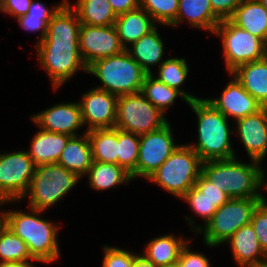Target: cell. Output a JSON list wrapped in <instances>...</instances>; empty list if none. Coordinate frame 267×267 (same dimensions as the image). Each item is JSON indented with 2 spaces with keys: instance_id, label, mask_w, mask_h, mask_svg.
<instances>
[{
  "instance_id": "cell-28",
  "label": "cell",
  "mask_w": 267,
  "mask_h": 267,
  "mask_svg": "<svg viewBox=\"0 0 267 267\" xmlns=\"http://www.w3.org/2000/svg\"><path fill=\"white\" fill-rule=\"evenodd\" d=\"M87 136L93 161L118 165V128L90 130Z\"/></svg>"
},
{
  "instance_id": "cell-41",
  "label": "cell",
  "mask_w": 267,
  "mask_h": 267,
  "mask_svg": "<svg viewBox=\"0 0 267 267\" xmlns=\"http://www.w3.org/2000/svg\"><path fill=\"white\" fill-rule=\"evenodd\" d=\"M32 0H0V11L14 18L28 13Z\"/></svg>"
},
{
  "instance_id": "cell-1",
  "label": "cell",
  "mask_w": 267,
  "mask_h": 267,
  "mask_svg": "<svg viewBox=\"0 0 267 267\" xmlns=\"http://www.w3.org/2000/svg\"><path fill=\"white\" fill-rule=\"evenodd\" d=\"M80 25L77 13L67 1L49 22L46 37L35 44L39 64L54 90L67 83L78 70L87 73L79 50Z\"/></svg>"
},
{
  "instance_id": "cell-40",
  "label": "cell",
  "mask_w": 267,
  "mask_h": 267,
  "mask_svg": "<svg viewBox=\"0 0 267 267\" xmlns=\"http://www.w3.org/2000/svg\"><path fill=\"white\" fill-rule=\"evenodd\" d=\"M189 242L191 243L192 240L188 241L181 250L178 260L181 267H211L210 260L204 254L190 250Z\"/></svg>"
},
{
  "instance_id": "cell-30",
  "label": "cell",
  "mask_w": 267,
  "mask_h": 267,
  "mask_svg": "<svg viewBox=\"0 0 267 267\" xmlns=\"http://www.w3.org/2000/svg\"><path fill=\"white\" fill-rule=\"evenodd\" d=\"M141 93L164 115L168 108L174 104L177 97L184 100L187 104L189 103L181 92L158 80L154 73L146 74Z\"/></svg>"
},
{
  "instance_id": "cell-37",
  "label": "cell",
  "mask_w": 267,
  "mask_h": 267,
  "mask_svg": "<svg viewBox=\"0 0 267 267\" xmlns=\"http://www.w3.org/2000/svg\"><path fill=\"white\" fill-rule=\"evenodd\" d=\"M102 267H132L135 253L116 246H104Z\"/></svg>"
},
{
  "instance_id": "cell-34",
  "label": "cell",
  "mask_w": 267,
  "mask_h": 267,
  "mask_svg": "<svg viewBox=\"0 0 267 267\" xmlns=\"http://www.w3.org/2000/svg\"><path fill=\"white\" fill-rule=\"evenodd\" d=\"M139 157V135L118 129V165L128 173L136 169Z\"/></svg>"
},
{
  "instance_id": "cell-25",
  "label": "cell",
  "mask_w": 267,
  "mask_h": 267,
  "mask_svg": "<svg viewBox=\"0 0 267 267\" xmlns=\"http://www.w3.org/2000/svg\"><path fill=\"white\" fill-rule=\"evenodd\" d=\"M156 28L125 49L147 74L153 73L150 67L164 61V43Z\"/></svg>"
},
{
  "instance_id": "cell-44",
  "label": "cell",
  "mask_w": 267,
  "mask_h": 267,
  "mask_svg": "<svg viewBox=\"0 0 267 267\" xmlns=\"http://www.w3.org/2000/svg\"><path fill=\"white\" fill-rule=\"evenodd\" d=\"M132 267H156L144 255L135 253V259Z\"/></svg>"
},
{
  "instance_id": "cell-6",
  "label": "cell",
  "mask_w": 267,
  "mask_h": 267,
  "mask_svg": "<svg viewBox=\"0 0 267 267\" xmlns=\"http://www.w3.org/2000/svg\"><path fill=\"white\" fill-rule=\"evenodd\" d=\"M87 73L101 81L95 88L116 96L141 92L147 74L126 50L94 61L87 67Z\"/></svg>"
},
{
  "instance_id": "cell-2",
  "label": "cell",
  "mask_w": 267,
  "mask_h": 267,
  "mask_svg": "<svg viewBox=\"0 0 267 267\" xmlns=\"http://www.w3.org/2000/svg\"><path fill=\"white\" fill-rule=\"evenodd\" d=\"M250 161L243 163L237 156L205 161L202 163V175L230 198H265L260 193V189L265 190V169L261 167V162Z\"/></svg>"
},
{
  "instance_id": "cell-20",
  "label": "cell",
  "mask_w": 267,
  "mask_h": 267,
  "mask_svg": "<svg viewBox=\"0 0 267 267\" xmlns=\"http://www.w3.org/2000/svg\"><path fill=\"white\" fill-rule=\"evenodd\" d=\"M185 20L191 27L206 30L212 34L221 22L213 13L209 0H179L176 20L170 27L180 26Z\"/></svg>"
},
{
  "instance_id": "cell-18",
  "label": "cell",
  "mask_w": 267,
  "mask_h": 267,
  "mask_svg": "<svg viewBox=\"0 0 267 267\" xmlns=\"http://www.w3.org/2000/svg\"><path fill=\"white\" fill-rule=\"evenodd\" d=\"M232 257L239 267L267 260V254L261 248L251 224L241 227L227 241Z\"/></svg>"
},
{
  "instance_id": "cell-9",
  "label": "cell",
  "mask_w": 267,
  "mask_h": 267,
  "mask_svg": "<svg viewBox=\"0 0 267 267\" xmlns=\"http://www.w3.org/2000/svg\"><path fill=\"white\" fill-rule=\"evenodd\" d=\"M168 122L141 92L118 96L116 128L142 135L156 131Z\"/></svg>"
},
{
  "instance_id": "cell-52",
  "label": "cell",
  "mask_w": 267,
  "mask_h": 267,
  "mask_svg": "<svg viewBox=\"0 0 267 267\" xmlns=\"http://www.w3.org/2000/svg\"><path fill=\"white\" fill-rule=\"evenodd\" d=\"M265 189H267V181L265 180Z\"/></svg>"
},
{
  "instance_id": "cell-24",
  "label": "cell",
  "mask_w": 267,
  "mask_h": 267,
  "mask_svg": "<svg viewBox=\"0 0 267 267\" xmlns=\"http://www.w3.org/2000/svg\"><path fill=\"white\" fill-rule=\"evenodd\" d=\"M156 25L153 18L140 7L117 16L114 24L120 43L125 49L128 44L131 45L139 40L153 30Z\"/></svg>"
},
{
  "instance_id": "cell-23",
  "label": "cell",
  "mask_w": 267,
  "mask_h": 267,
  "mask_svg": "<svg viewBox=\"0 0 267 267\" xmlns=\"http://www.w3.org/2000/svg\"><path fill=\"white\" fill-rule=\"evenodd\" d=\"M92 162L91 146L85 130L83 135L68 140L57 163L82 178L88 173Z\"/></svg>"
},
{
  "instance_id": "cell-22",
  "label": "cell",
  "mask_w": 267,
  "mask_h": 267,
  "mask_svg": "<svg viewBox=\"0 0 267 267\" xmlns=\"http://www.w3.org/2000/svg\"><path fill=\"white\" fill-rule=\"evenodd\" d=\"M228 20L264 42L267 41V9L259 0H242Z\"/></svg>"
},
{
  "instance_id": "cell-46",
  "label": "cell",
  "mask_w": 267,
  "mask_h": 267,
  "mask_svg": "<svg viewBox=\"0 0 267 267\" xmlns=\"http://www.w3.org/2000/svg\"><path fill=\"white\" fill-rule=\"evenodd\" d=\"M246 267H267V260L262 261V262H258L255 264H251V265H248Z\"/></svg>"
},
{
  "instance_id": "cell-16",
  "label": "cell",
  "mask_w": 267,
  "mask_h": 267,
  "mask_svg": "<svg viewBox=\"0 0 267 267\" xmlns=\"http://www.w3.org/2000/svg\"><path fill=\"white\" fill-rule=\"evenodd\" d=\"M236 133L250 159L263 162L267 154V107L235 121Z\"/></svg>"
},
{
  "instance_id": "cell-14",
  "label": "cell",
  "mask_w": 267,
  "mask_h": 267,
  "mask_svg": "<svg viewBox=\"0 0 267 267\" xmlns=\"http://www.w3.org/2000/svg\"><path fill=\"white\" fill-rule=\"evenodd\" d=\"M117 100L118 96L95 87L82 95L78 102L87 131L115 127Z\"/></svg>"
},
{
  "instance_id": "cell-15",
  "label": "cell",
  "mask_w": 267,
  "mask_h": 267,
  "mask_svg": "<svg viewBox=\"0 0 267 267\" xmlns=\"http://www.w3.org/2000/svg\"><path fill=\"white\" fill-rule=\"evenodd\" d=\"M31 120L42 130L72 137L84 126L79 102L55 104L34 114Z\"/></svg>"
},
{
  "instance_id": "cell-36",
  "label": "cell",
  "mask_w": 267,
  "mask_h": 267,
  "mask_svg": "<svg viewBox=\"0 0 267 267\" xmlns=\"http://www.w3.org/2000/svg\"><path fill=\"white\" fill-rule=\"evenodd\" d=\"M181 199L189 204L194 214L204 219L203 225L212 218L218 209L211 200L202 195L195 187L190 188Z\"/></svg>"
},
{
  "instance_id": "cell-21",
  "label": "cell",
  "mask_w": 267,
  "mask_h": 267,
  "mask_svg": "<svg viewBox=\"0 0 267 267\" xmlns=\"http://www.w3.org/2000/svg\"><path fill=\"white\" fill-rule=\"evenodd\" d=\"M71 137L39 128V131L32 138L31 149H27L28 155L35 166L57 163Z\"/></svg>"
},
{
  "instance_id": "cell-31",
  "label": "cell",
  "mask_w": 267,
  "mask_h": 267,
  "mask_svg": "<svg viewBox=\"0 0 267 267\" xmlns=\"http://www.w3.org/2000/svg\"><path fill=\"white\" fill-rule=\"evenodd\" d=\"M67 1L63 0L57 5H52V8H48L44 3L32 0L28 13L17 18L18 24L30 32L41 30L36 43L39 44L46 37L49 22Z\"/></svg>"
},
{
  "instance_id": "cell-47",
  "label": "cell",
  "mask_w": 267,
  "mask_h": 267,
  "mask_svg": "<svg viewBox=\"0 0 267 267\" xmlns=\"http://www.w3.org/2000/svg\"><path fill=\"white\" fill-rule=\"evenodd\" d=\"M10 202H12V203H14V201H3L1 198H0V206H2V205H4V204H8V203H10ZM0 217H3V211H0Z\"/></svg>"
},
{
  "instance_id": "cell-11",
  "label": "cell",
  "mask_w": 267,
  "mask_h": 267,
  "mask_svg": "<svg viewBox=\"0 0 267 267\" xmlns=\"http://www.w3.org/2000/svg\"><path fill=\"white\" fill-rule=\"evenodd\" d=\"M27 150L0 154V198L20 202L27 194L35 171Z\"/></svg>"
},
{
  "instance_id": "cell-29",
  "label": "cell",
  "mask_w": 267,
  "mask_h": 267,
  "mask_svg": "<svg viewBox=\"0 0 267 267\" xmlns=\"http://www.w3.org/2000/svg\"><path fill=\"white\" fill-rule=\"evenodd\" d=\"M72 8L82 24L111 26L117 18L108 0H77Z\"/></svg>"
},
{
  "instance_id": "cell-19",
  "label": "cell",
  "mask_w": 267,
  "mask_h": 267,
  "mask_svg": "<svg viewBox=\"0 0 267 267\" xmlns=\"http://www.w3.org/2000/svg\"><path fill=\"white\" fill-rule=\"evenodd\" d=\"M229 74L233 75L244 90L262 107H267V60L265 58L242 64Z\"/></svg>"
},
{
  "instance_id": "cell-39",
  "label": "cell",
  "mask_w": 267,
  "mask_h": 267,
  "mask_svg": "<svg viewBox=\"0 0 267 267\" xmlns=\"http://www.w3.org/2000/svg\"><path fill=\"white\" fill-rule=\"evenodd\" d=\"M194 187L218 208L230 199L224 191L220 190L217 185H213L202 174L199 176Z\"/></svg>"
},
{
  "instance_id": "cell-43",
  "label": "cell",
  "mask_w": 267,
  "mask_h": 267,
  "mask_svg": "<svg viewBox=\"0 0 267 267\" xmlns=\"http://www.w3.org/2000/svg\"><path fill=\"white\" fill-rule=\"evenodd\" d=\"M116 16L140 7V0H108Z\"/></svg>"
},
{
  "instance_id": "cell-27",
  "label": "cell",
  "mask_w": 267,
  "mask_h": 267,
  "mask_svg": "<svg viewBox=\"0 0 267 267\" xmlns=\"http://www.w3.org/2000/svg\"><path fill=\"white\" fill-rule=\"evenodd\" d=\"M87 175L89 186L99 192L107 191L108 189L118 187L120 184H128L133 181L130 173L114 163L93 161Z\"/></svg>"
},
{
  "instance_id": "cell-50",
  "label": "cell",
  "mask_w": 267,
  "mask_h": 267,
  "mask_svg": "<svg viewBox=\"0 0 267 267\" xmlns=\"http://www.w3.org/2000/svg\"><path fill=\"white\" fill-rule=\"evenodd\" d=\"M259 1L267 9V0H259Z\"/></svg>"
},
{
  "instance_id": "cell-26",
  "label": "cell",
  "mask_w": 267,
  "mask_h": 267,
  "mask_svg": "<svg viewBox=\"0 0 267 267\" xmlns=\"http://www.w3.org/2000/svg\"><path fill=\"white\" fill-rule=\"evenodd\" d=\"M174 234L161 235L147 242L142 253L156 267H166L178 262L182 248L190 240Z\"/></svg>"
},
{
  "instance_id": "cell-12",
  "label": "cell",
  "mask_w": 267,
  "mask_h": 267,
  "mask_svg": "<svg viewBox=\"0 0 267 267\" xmlns=\"http://www.w3.org/2000/svg\"><path fill=\"white\" fill-rule=\"evenodd\" d=\"M178 146L169 122L156 131L139 135V157L136 169L130 174L132 180L148 179Z\"/></svg>"
},
{
  "instance_id": "cell-49",
  "label": "cell",
  "mask_w": 267,
  "mask_h": 267,
  "mask_svg": "<svg viewBox=\"0 0 267 267\" xmlns=\"http://www.w3.org/2000/svg\"><path fill=\"white\" fill-rule=\"evenodd\" d=\"M264 58L267 60V41L265 42Z\"/></svg>"
},
{
  "instance_id": "cell-42",
  "label": "cell",
  "mask_w": 267,
  "mask_h": 267,
  "mask_svg": "<svg viewBox=\"0 0 267 267\" xmlns=\"http://www.w3.org/2000/svg\"><path fill=\"white\" fill-rule=\"evenodd\" d=\"M213 13L222 21L228 20L242 0H209Z\"/></svg>"
},
{
  "instance_id": "cell-3",
  "label": "cell",
  "mask_w": 267,
  "mask_h": 267,
  "mask_svg": "<svg viewBox=\"0 0 267 267\" xmlns=\"http://www.w3.org/2000/svg\"><path fill=\"white\" fill-rule=\"evenodd\" d=\"M44 210L30 208L29 213L17 210L3 211V223L28 246L30 255L37 261L50 263L58 260L59 226L40 218Z\"/></svg>"
},
{
  "instance_id": "cell-38",
  "label": "cell",
  "mask_w": 267,
  "mask_h": 267,
  "mask_svg": "<svg viewBox=\"0 0 267 267\" xmlns=\"http://www.w3.org/2000/svg\"><path fill=\"white\" fill-rule=\"evenodd\" d=\"M259 244L267 254V199L259 202L253 211L251 223Z\"/></svg>"
},
{
  "instance_id": "cell-32",
  "label": "cell",
  "mask_w": 267,
  "mask_h": 267,
  "mask_svg": "<svg viewBox=\"0 0 267 267\" xmlns=\"http://www.w3.org/2000/svg\"><path fill=\"white\" fill-rule=\"evenodd\" d=\"M189 66L185 58H167L160 65L157 74V79L162 81L169 87L177 89L181 92L188 101L199 99L198 96H194L183 90L181 87L185 84L186 78H188Z\"/></svg>"
},
{
  "instance_id": "cell-48",
  "label": "cell",
  "mask_w": 267,
  "mask_h": 267,
  "mask_svg": "<svg viewBox=\"0 0 267 267\" xmlns=\"http://www.w3.org/2000/svg\"><path fill=\"white\" fill-rule=\"evenodd\" d=\"M166 267H181L180 263L179 262H176V263H173L171 265H168Z\"/></svg>"
},
{
  "instance_id": "cell-33",
  "label": "cell",
  "mask_w": 267,
  "mask_h": 267,
  "mask_svg": "<svg viewBox=\"0 0 267 267\" xmlns=\"http://www.w3.org/2000/svg\"><path fill=\"white\" fill-rule=\"evenodd\" d=\"M34 261L27 244L4 223L0 225V263L14 261Z\"/></svg>"
},
{
  "instance_id": "cell-13",
  "label": "cell",
  "mask_w": 267,
  "mask_h": 267,
  "mask_svg": "<svg viewBox=\"0 0 267 267\" xmlns=\"http://www.w3.org/2000/svg\"><path fill=\"white\" fill-rule=\"evenodd\" d=\"M79 50L84 64L88 67L98 59L122 53L125 48L120 43L114 25L91 26L81 23Z\"/></svg>"
},
{
  "instance_id": "cell-8",
  "label": "cell",
  "mask_w": 267,
  "mask_h": 267,
  "mask_svg": "<svg viewBox=\"0 0 267 267\" xmlns=\"http://www.w3.org/2000/svg\"><path fill=\"white\" fill-rule=\"evenodd\" d=\"M81 178L58 163L35 167L30 188L24 198L29 208L47 211L72 190ZM29 197V198H28Z\"/></svg>"
},
{
  "instance_id": "cell-7",
  "label": "cell",
  "mask_w": 267,
  "mask_h": 267,
  "mask_svg": "<svg viewBox=\"0 0 267 267\" xmlns=\"http://www.w3.org/2000/svg\"><path fill=\"white\" fill-rule=\"evenodd\" d=\"M202 163L188 144H180L147 180L181 199L202 174Z\"/></svg>"
},
{
  "instance_id": "cell-35",
  "label": "cell",
  "mask_w": 267,
  "mask_h": 267,
  "mask_svg": "<svg viewBox=\"0 0 267 267\" xmlns=\"http://www.w3.org/2000/svg\"><path fill=\"white\" fill-rule=\"evenodd\" d=\"M179 0H140L144 9L159 25L170 27L178 14Z\"/></svg>"
},
{
  "instance_id": "cell-51",
  "label": "cell",
  "mask_w": 267,
  "mask_h": 267,
  "mask_svg": "<svg viewBox=\"0 0 267 267\" xmlns=\"http://www.w3.org/2000/svg\"><path fill=\"white\" fill-rule=\"evenodd\" d=\"M3 223V217H0V225Z\"/></svg>"
},
{
  "instance_id": "cell-17",
  "label": "cell",
  "mask_w": 267,
  "mask_h": 267,
  "mask_svg": "<svg viewBox=\"0 0 267 267\" xmlns=\"http://www.w3.org/2000/svg\"><path fill=\"white\" fill-rule=\"evenodd\" d=\"M232 79L223 88L220 97L206 98L219 112L229 119L238 120L259 111L262 106L231 75Z\"/></svg>"
},
{
  "instance_id": "cell-45",
  "label": "cell",
  "mask_w": 267,
  "mask_h": 267,
  "mask_svg": "<svg viewBox=\"0 0 267 267\" xmlns=\"http://www.w3.org/2000/svg\"><path fill=\"white\" fill-rule=\"evenodd\" d=\"M0 267H36L31 261H14L0 263Z\"/></svg>"
},
{
  "instance_id": "cell-10",
  "label": "cell",
  "mask_w": 267,
  "mask_h": 267,
  "mask_svg": "<svg viewBox=\"0 0 267 267\" xmlns=\"http://www.w3.org/2000/svg\"><path fill=\"white\" fill-rule=\"evenodd\" d=\"M213 34L222 40V56L229 73L242 64L264 58L265 42L229 20H222Z\"/></svg>"
},
{
  "instance_id": "cell-5",
  "label": "cell",
  "mask_w": 267,
  "mask_h": 267,
  "mask_svg": "<svg viewBox=\"0 0 267 267\" xmlns=\"http://www.w3.org/2000/svg\"><path fill=\"white\" fill-rule=\"evenodd\" d=\"M264 198H230L220 206L204 226H194L193 217L186 216L191 231L202 233L208 247L224 244L237 230L251 223L254 209Z\"/></svg>"
},
{
  "instance_id": "cell-4",
  "label": "cell",
  "mask_w": 267,
  "mask_h": 267,
  "mask_svg": "<svg viewBox=\"0 0 267 267\" xmlns=\"http://www.w3.org/2000/svg\"><path fill=\"white\" fill-rule=\"evenodd\" d=\"M188 105L197 116L196 143L189 146L198 154L203 162L236 157L233 149L229 119L211 105L206 98L189 101Z\"/></svg>"
}]
</instances>
